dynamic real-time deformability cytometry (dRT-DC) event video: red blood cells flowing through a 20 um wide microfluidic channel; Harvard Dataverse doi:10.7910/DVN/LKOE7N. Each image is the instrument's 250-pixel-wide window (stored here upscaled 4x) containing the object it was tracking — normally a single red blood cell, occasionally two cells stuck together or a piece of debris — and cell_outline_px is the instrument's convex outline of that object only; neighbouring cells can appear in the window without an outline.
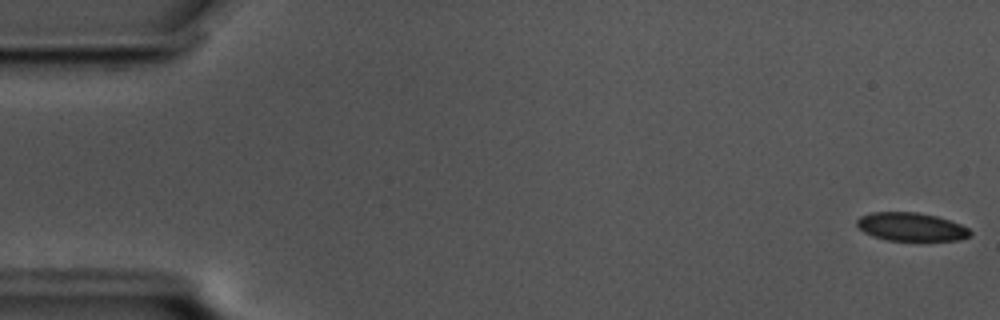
{"species": "common noctule bat (a hibernating species)", "species_latin": "Nyctalus noctula", "temperature_condition": "cold", "stored_images_in_passage": 58, "camera_frame_rate_fps": 3000, "um_per_image_px": 0.085, "animal": {"sex": "male", "body_mass_g": 17.5, "forearm_length_mm": 52.3}, "frame": {"image": 1, "passage_image": 1, "time_ms": 0.0, "image_size_px": [1000, 320], "cell_outline_px": [[972, 236], [956, 240], [888, 240], [872, 236], [864, 232], [856, 224], [856, 220], [860, 216], [872, 212], [916, 212], [936, 216], [960, 224], [968, 228], [972, 232]], "centroid_in_image_um": [77.44, 19.28], "position_along_channel_um": 7.6, "area_um2": 18.61}}
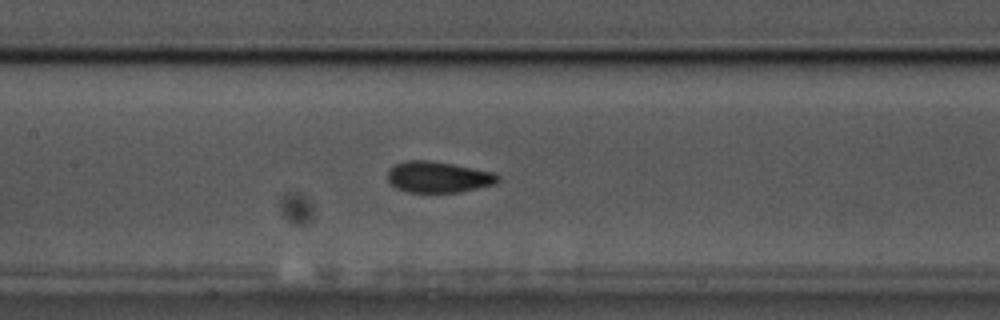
{"frame": {"image": 2, "passage_image": 27, "time_ms": 8.667, "image_size_px": [1000, 320], "cell_outline_px": [[500, 180], [496, 184], [460, 192], [408, 192], [396, 188], [388, 180], [388, 172], [396, 164], [404, 160], [428, 160], [452, 164], [492, 172], [500, 176]], "centroid_in_image_um": [37.27, 15.05], "position_along_channel_um": 170.1, "area_um2": 19.88}}
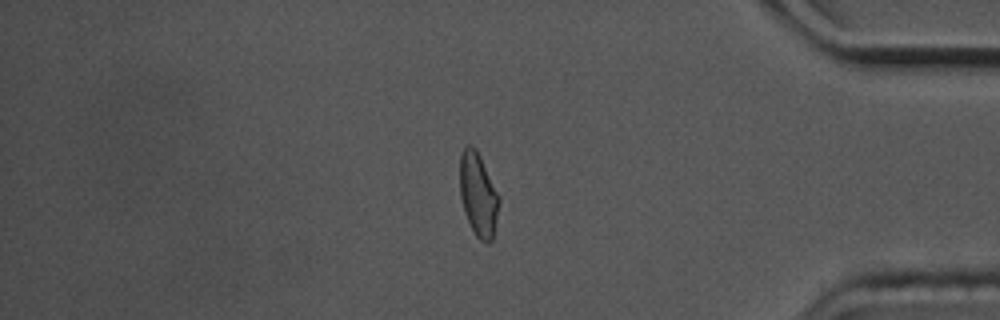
{"frame": {"image": 3, "passage_image": 49, "time_ms": 16.0, "image_size_px": [1000, 320], "cell_outline_px": [[500, 200], [492, 240], [488, 244], [480, 240], [476, 236], [464, 212], [460, 196], [460, 156], [464, 148], [468, 144], [472, 144], [476, 148], [500, 196]], "centroid_in_image_um": [40.65, 16.52], "position_along_channel_um": 394.6, "area_um2": 19.07}, "authors_computed_cell_mechanics": {"area_um2": 19.7676, "velocity_mm_per_s": 3.4632, "shape_relaxation_time_tau1_ms": 5.893, "shape_relaxation_time_tau2_ms": 1.6177, "deformation_change_tau1": 0.1108, "deformation_change_tau2": 0.0506}}